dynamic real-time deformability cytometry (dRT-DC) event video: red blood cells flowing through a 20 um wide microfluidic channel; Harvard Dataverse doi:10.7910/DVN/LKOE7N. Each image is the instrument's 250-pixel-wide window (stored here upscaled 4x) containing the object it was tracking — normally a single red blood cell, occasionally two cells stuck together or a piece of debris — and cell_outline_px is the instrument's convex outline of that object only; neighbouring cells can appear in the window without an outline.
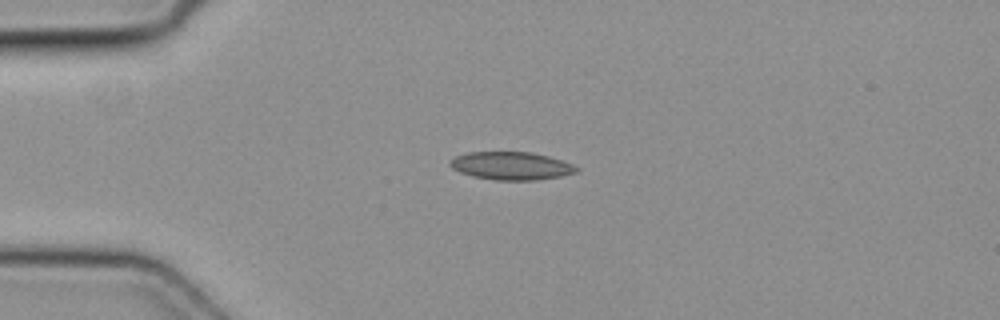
{"species": "common noctule bat (a hibernating species)", "species_latin": "Nyctalus noctula", "temperature_condition": "cold", "stored_images_in_passage": 4, "camera_frame_rate_fps": 3000, "um_per_image_px": 0.085, "animal": {"sex": "female", "body_mass_g": 19.3, "forearm_length_mm": 54.1}, "frame": {"image": 1, "passage_image": 2, "time_ms": 0.333, "image_size_px": [1000, 320], "cell_outline_px": [[580, 172], [560, 176], [536, 180], [496, 180], [472, 176], [460, 172], [452, 168], [448, 164], [448, 160], [456, 156], [468, 152], [532, 152], [548, 156], [572, 164], [580, 168]], "centroid_in_image_um": [43.45, 14.09], "position_along_channel_um": 41.6, "area_um2": 20.69}}
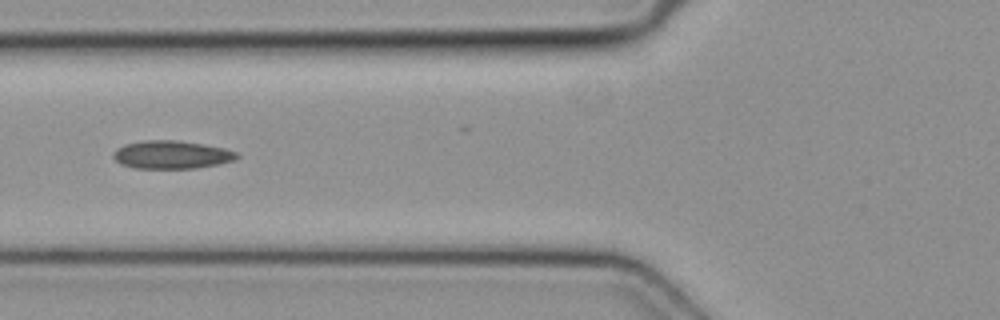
{"frame": {"image": 2, "passage_image": 4, "time_ms": 1.0, "image_size_px": [1000, 320], "cell_outline_px": [[240, 156], [232, 160], [216, 164], [196, 168], [136, 168], [120, 164], [112, 156], [112, 152], [116, 148], [124, 144], [144, 140], [176, 140], [204, 144], [224, 148], [236, 152]], "centroid_in_image_um": [14.53, 13.14], "position_along_channel_um": 111.3, "area_um2": 20.17}}